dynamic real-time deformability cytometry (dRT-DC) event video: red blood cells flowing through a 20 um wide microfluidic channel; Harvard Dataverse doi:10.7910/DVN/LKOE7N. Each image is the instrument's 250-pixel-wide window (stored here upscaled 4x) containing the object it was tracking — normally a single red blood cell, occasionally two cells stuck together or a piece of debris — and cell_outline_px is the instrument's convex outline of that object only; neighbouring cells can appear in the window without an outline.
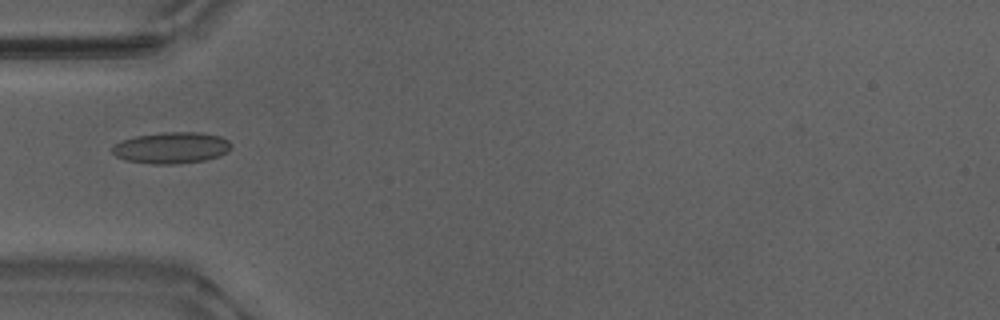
{"species": "Egyptian fruit bat (a non-hibernating species)", "species_latin": "Rousettus aegyptiacus", "temperature_condition": "warm", "stored_images_in_passage": 16, "camera_frame_rate_fps": 3000, "um_per_image_px": 0.085, "animal": {"sex": "male"}, "frame": {"image": 1, "passage_image": 1, "time_ms": 0.0, "image_size_px": [1000, 320], "cell_outline_px": [[232, 144], [228, 152], [204, 160], [172, 164], [152, 164], [124, 160], [116, 156], [112, 152], [112, 148], [116, 144], [124, 140], [136, 136], [164, 132], [200, 132], [220, 136], [228, 140]], "centroid_in_image_um": [14.58, 12.56], "position_along_channel_um": 70.4, "area_um2": 21.56}}